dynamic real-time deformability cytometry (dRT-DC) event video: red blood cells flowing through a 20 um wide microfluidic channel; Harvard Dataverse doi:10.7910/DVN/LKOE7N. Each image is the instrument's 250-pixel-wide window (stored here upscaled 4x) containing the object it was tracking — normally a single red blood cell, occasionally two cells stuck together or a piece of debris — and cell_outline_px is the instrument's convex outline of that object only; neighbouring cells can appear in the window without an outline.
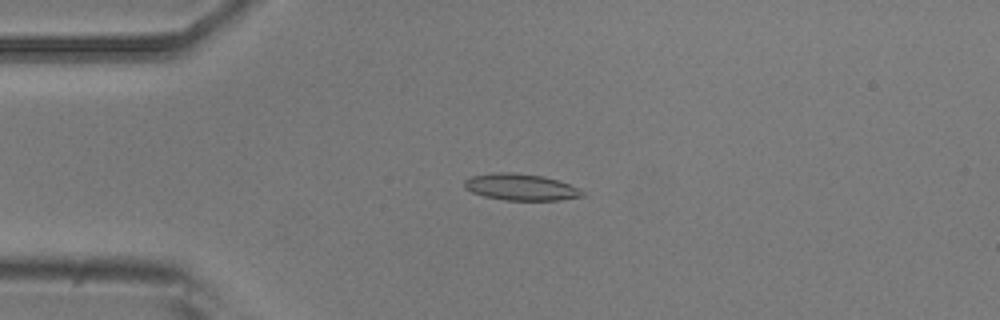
{"species": "common noctule bat (a hibernating species)", "species_latin": "Nyctalus noctula", "temperature_condition": "room temperature", "stored_images_in_passage": 42, "camera_frame_rate_fps": 3000, "um_per_image_px": 0.085, "animal": {"sex": "male", "body_mass_g": 20.5, "forearm_length_mm": 52.5}, "frame": {"image": 1, "passage_image": 1, "time_ms": 0.0, "image_size_px": [1000, 320], "cell_outline_px": [[584, 196], [560, 200], [504, 200], [484, 196], [472, 192], [464, 188], [464, 180], [472, 176], [496, 172], [508, 172], [544, 176], [580, 188], [584, 192]], "centroid_in_image_um": [44.26, 15.9], "position_along_channel_um": 40.7, "area_um2": 18.21}}
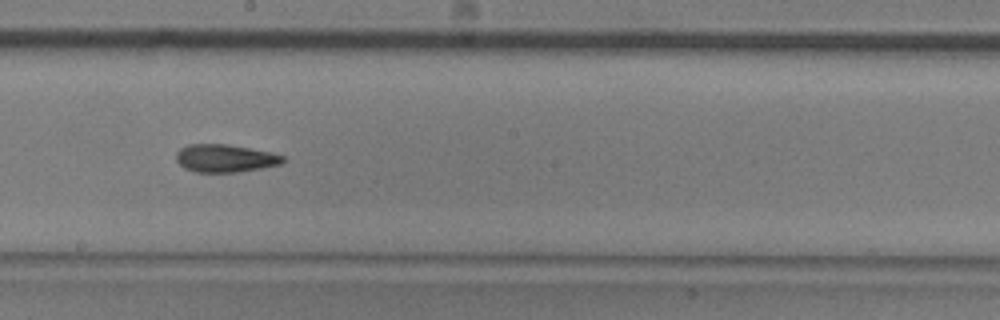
{"frame": {"image": 2, "passage_image": 18, "time_ms": 5.667, "image_size_px": [1000, 320], "cell_outline_px": [[288, 160], [280, 164], [260, 168], [236, 172], [196, 172], [184, 168], [176, 160], [176, 152], [180, 148], [188, 144], [224, 144], [272, 152], [284, 156]], "centroid_in_image_um": [19.13, 13.45], "position_along_channel_um": 229.1, "area_um2": 17.28}}
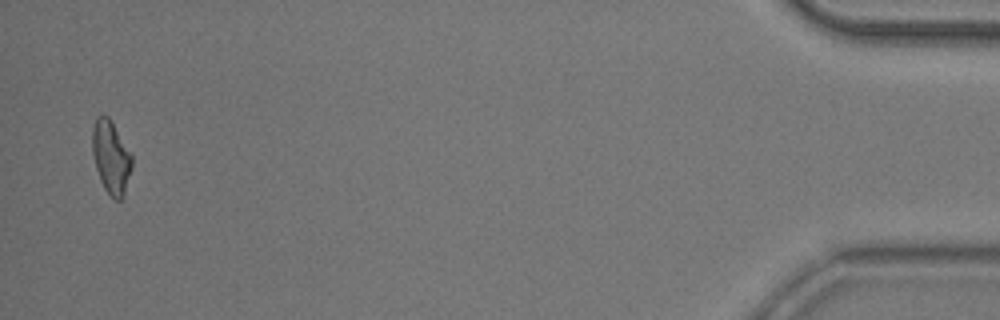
{"frame": {"image": 3, "passage_image": 41, "time_ms": 13.333, "image_size_px": [1000, 320], "cell_outline_px": [[132, 168], [124, 192], [120, 200], [116, 200], [104, 188], [100, 180], [96, 168], [92, 152], [92, 128], [96, 116], [108, 116], [132, 152]], "centroid_in_image_um": [9.44, 13.32], "position_along_channel_um": 425.8, "area_um2": 16.82}, "authors_computed_cell_mechanics": {"area_um2": 17.2244, "velocity_mm_per_s": 3.7255, "shape_relaxation_time_tau1_ms": 8.5382, "shape_relaxation_time_tau2_ms": 5.0801, "deformation_change_tau1": 0.2096, "deformation_change_tau2": 0.1235}}